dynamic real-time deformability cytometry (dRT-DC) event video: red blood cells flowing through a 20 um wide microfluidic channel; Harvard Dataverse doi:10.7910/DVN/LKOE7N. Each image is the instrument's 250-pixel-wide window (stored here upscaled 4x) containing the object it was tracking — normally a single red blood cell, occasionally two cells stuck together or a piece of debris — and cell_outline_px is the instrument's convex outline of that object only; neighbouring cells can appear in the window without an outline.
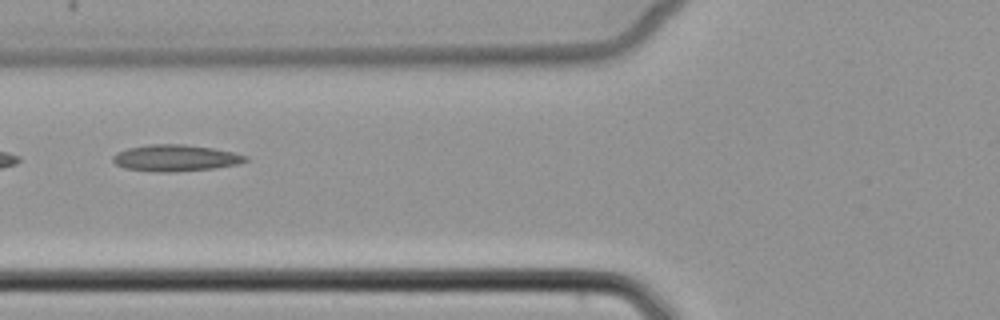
{"species": "common noctule bat (a hibernating species)", "species_latin": "Nyctalus noctula", "temperature_condition": "cold", "stored_images_in_passage": 6, "camera_frame_rate_fps": 3000, "um_per_image_px": 0.085, "animal": {"sex": "female", "body_mass_g": 22.7, "forearm_length_mm": 54.2}, "frame": {"image": 1, "passage_image": 5, "time_ms": 5.667, "image_size_px": [1000, 320], "cell_outline_px": [[248, 160], [240, 164], [216, 168], [176, 172], [156, 172], [124, 168], [116, 164], [112, 160], [112, 156], [116, 152], [128, 148], [148, 144], [184, 144], [212, 148], [232, 152], [248, 156]], "centroid_in_image_um": [14.91, 13.43], "position_along_channel_um": 110.9, "area_um2": 20.69}}
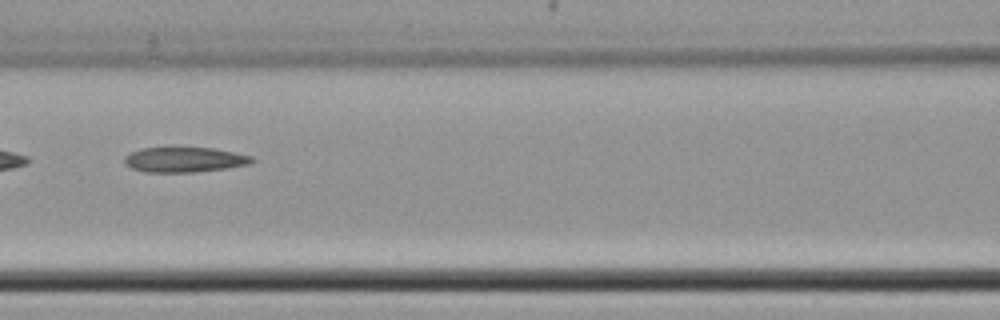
{"frame": {"image": 2, "passage_image": 6, "time_ms": 6.667, "image_size_px": [1000, 320], "cell_outline_px": [[256, 160], [248, 164], [228, 168], [196, 172], [144, 172], [132, 168], [124, 164], [124, 156], [132, 152], [144, 148], [212, 148], [252, 156]], "centroid_in_image_um": [15.67, 13.58], "position_along_channel_um": 150.9, "area_um2": 18.5}}